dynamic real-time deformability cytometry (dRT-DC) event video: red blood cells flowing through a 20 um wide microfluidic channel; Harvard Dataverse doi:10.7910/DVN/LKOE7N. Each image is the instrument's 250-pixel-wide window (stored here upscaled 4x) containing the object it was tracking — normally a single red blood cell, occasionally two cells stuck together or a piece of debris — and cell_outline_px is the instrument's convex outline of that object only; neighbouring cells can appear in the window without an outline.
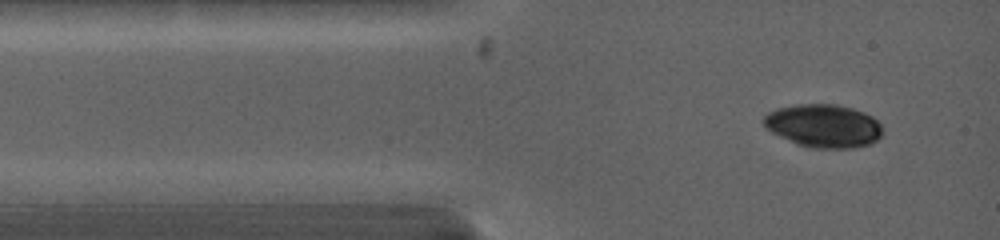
{"species": "common noctule bat (a hibernating species)", "species_latin": "Nyctalus noctula", "temperature_condition": "warm", "stored_images_in_passage": 18, "camera_frame_rate_fps": 5000, "um_per_image_px": 0.085, "animal": {"sex": "female", "body_mass_g": 19.0, "forearm_length_mm": 53.3}, "frame": {"image": 1, "passage_image": 2, "time_ms": 0.2, "image_size_px": [1000, 240], "cell_outline_px": [[880, 136], [872, 144], [856, 148], [812, 148], [800, 144], [780, 136], [764, 128], [764, 116], [768, 112], [776, 108], [796, 104], [836, 104], [852, 108], [864, 112], [872, 116], [880, 124]], "centroid_in_image_um": [69.99, 10.69], "position_along_channel_um": 15.0, "area_um2": 29.82}}
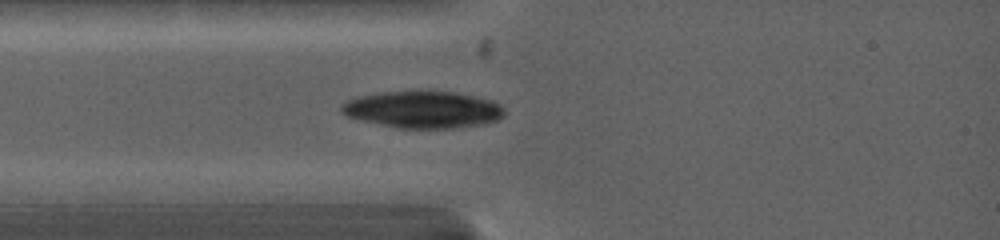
{"frame": {"image": 2, "passage_image": 6, "time_ms": 1.8, "image_size_px": [1000, 240], "cell_outline_px": [[504, 116], [496, 120], [480, 124], [452, 128], [400, 128], [364, 120], [348, 116], [340, 112], [340, 104], [356, 96], [380, 92], [452, 92], [492, 100], [500, 104], [504, 108]], "centroid_in_image_um": [35.93, 9.31], "position_along_channel_um": 49.1, "area_um2": 34.56}}